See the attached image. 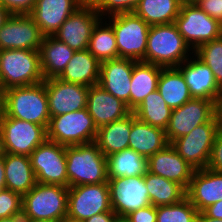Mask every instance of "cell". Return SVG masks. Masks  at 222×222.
I'll return each instance as SVG.
<instances>
[{"instance_id":"obj_12","label":"cell","mask_w":222,"mask_h":222,"mask_svg":"<svg viewBox=\"0 0 222 222\" xmlns=\"http://www.w3.org/2000/svg\"><path fill=\"white\" fill-rule=\"evenodd\" d=\"M102 212H114L111 208L108 183L68 188V217L85 221Z\"/></svg>"},{"instance_id":"obj_30","label":"cell","mask_w":222,"mask_h":222,"mask_svg":"<svg viewBox=\"0 0 222 222\" xmlns=\"http://www.w3.org/2000/svg\"><path fill=\"white\" fill-rule=\"evenodd\" d=\"M106 162L108 179L144 176L148 172V158L131 148L107 156Z\"/></svg>"},{"instance_id":"obj_32","label":"cell","mask_w":222,"mask_h":222,"mask_svg":"<svg viewBox=\"0 0 222 222\" xmlns=\"http://www.w3.org/2000/svg\"><path fill=\"white\" fill-rule=\"evenodd\" d=\"M144 181L150 203L155 207L175 204L186 197V190L180 184L159 175L147 172Z\"/></svg>"},{"instance_id":"obj_3","label":"cell","mask_w":222,"mask_h":222,"mask_svg":"<svg viewBox=\"0 0 222 222\" xmlns=\"http://www.w3.org/2000/svg\"><path fill=\"white\" fill-rule=\"evenodd\" d=\"M188 52L193 54V50L185 43L175 23L150 26L146 63L162 68L178 67L189 58Z\"/></svg>"},{"instance_id":"obj_56","label":"cell","mask_w":222,"mask_h":222,"mask_svg":"<svg viewBox=\"0 0 222 222\" xmlns=\"http://www.w3.org/2000/svg\"><path fill=\"white\" fill-rule=\"evenodd\" d=\"M3 154H4L3 144H2V141H1V137H0V157H3Z\"/></svg>"},{"instance_id":"obj_17","label":"cell","mask_w":222,"mask_h":222,"mask_svg":"<svg viewBox=\"0 0 222 222\" xmlns=\"http://www.w3.org/2000/svg\"><path fill=\"white\" fill-rule=\"evenodd\" d=\"M50 117L86 108L89 87L59 78L44 79Z\"/></svg>"},{"instance_id":"obj_14","label":"cell","mask_w":222,"mask_h":222,"mask_svg":"<svg viewBox=\"0 0 222 222\" xmlns=\"http://www.w3.org/2000/svg\"><path fill=\"white\" fill-rule=\"evenodd\" d=\"M215 114V103L202 98H191L181 107L173 109L165 129L168 143L171 144L175 139L191 132L196 126L208 122Z\"/></svg>"},{"instance_id":"obj_33","label":"cell","mask_w":222,"mask_h":222,"mask_svg":"<svg viewBox=\"0 0 222 222\" xmlns=\"http://www.w3.org/2000/svg\"><path fill=\"white\" fill-rule=\"evenodd\" d=\"M180 0H140L134 13L149 26L174 23L179 15Z\"/></svg>"},{"instance_id":"obj_47","label":"cell","mask_w":222,"mask_h":222,"mask_svg":"<svg viewBox=\"0 0 222 222\" xmlns=\"http://www.w3.org/2000/svg\"><path fill=\"white\" fill-rule=\"evenodd\" d=\"M6 189L4 158L0 157V190Z\"/></svg>"},{"instance_id":"obj_19","label":"cell","mask_w":222,"mask_h":222,"mask_svg":"<svg viewBox=\"0 0 222 222\" xmlns=\"http://www.w3.org/2000/svg\"><path fill=\"white\" fill-rule=\"evenodd\" d=\"M136 61L115 58L100 64L98 85L117 99L122 100L130 109L131 75Z\"/></svg>"},{"instance_id":"obj_24","label":"cell","mask_w":222,"mask_h":222,"mask_svg":"<svg viewBox=\"0 0 222 222\" xmlns=\"http://www.w3.org/2000/svg\"><path fill=\"white\" fill-rule=\"evenodd\" d=\"M168 143L165 130L139 120L132 112V127L128 148L149 158L162 150Z\"/></svg>"},{"instance_id":"obj_10","label":"cell","mask_w":222,"mask_h":222,"mask_svg":"<svg viewBox=\"0 0 222 222\" xmlns=\"http://www.w3.org/2000/svg\"><path fill=\"white\" fill-rule=\"evenodd\" d=\"M0 137L5 153L30 156L47 140V128L4 115L0 124Z\"/></svg>"},{"instance_id":"obj_50","label":"cell","mask_w":222,"mask_h":222,"mask_svg":"<svg viewBox=\"0 0 222 222\" xmlns=\"http://www.w3.org/2000/svg\"><path fill=\"white\" fill-rule=\"evenodd\" d=\"M4 93L0 89V124L2 122L3 116L5 114V109H4Z\"/></svg>"},{"instance_id":"obj_48","label":"cell","mask_w":222,"mask_h":222,"mask_svg":"<svg viewBox=\"0 0 222 222\" xmlns=\"http://www.w3.org/2000/svg\"><path fill=\"white\" fill-rule=\"evenodd\" d=\"M10 16L11 13L0 4V29Z\"/></svg>"},{"instance_id":"obj_35","label":"cell","mask_w":222,"mask_h":222,"mask_svg":"<svg viewBox=\"0 0 222 222\" xmlns=\"http://www.w3.org/2000/svg\"><path fill=\"white\" fill-rule=\"evenodd\" d=\"M102 18L94 26L87 50L101 63L118 58L116 37L110 24Z\"/></svg>"},{"instance_id":"obj_53","label":"cell","mask_w":222,"mask_h":222,"mask_svg":"<svg viewBox=\"0 0 222 222\" xmlns=\"http://www.w3.org/2000/svg\"><path fill=\"white\" fill-rule=\"evenodd\" d=\"M61 222H84V221L72 219V218L66 216Z\"/></svg>"},{"instance_id":"obj_23","label":"cell","mask_w":222,"mask_h":222,"mask_svg":"<svg viewBox=\"0 0 222 222\" xmlns=\"http://www.w3.org/2000/svg\"><path fill=\"white\" fill-rule=\"evenodd\" d=\"M186 197L199 212L222 199V174L209 168L195 170Z\"/></svg>"},{"instance_id":"obj_51","label":"cell","mask_w":222,"mask_h":222,"mask_svg":"<svg viewBox=\"0 0 222 222\" xmlns=\"http://www.w3.org/2000/svg\"><path fill=\"white\" fill-rule=\"evenodd\" d=\"M0 222H22V215H15L8 218H1Z\"/></svg>"},{"instance_id":"obj_29","label":"cell","mask_w":222,"mask_h":222,"mask_svg":"<svg viewBox=\"0 0 222 222\" xmlns=\"http://www.w3.org/2000/svg\"><path fill=\"white\" fill-rule=\"evenodd\" d=\"M132 112L126 117L98 128L95 143L107 157L128 148Z\"/></svg>"},{"instance_id":"obj_41","label":"cell","mask_w":222,"mask_h":222,"mask_svg":"<svg viewBox=\"0 0 222 222\" xmlns=\"http://www.w3.org/2000/svg\"><path fill=\"white\" fill-rule=\"evenodd\" d=\"M36 0H0V4L11 14H29Z\"/></svg>"},{"instance_id":"obj_44","label":"cell","mask_w":222,"mask_h":222,"mask_svg":"<svg viewBox=\"0 0 222 222\" xmlns=\"http://www.w3.org/2000/svg\"><path fill=\"white\" fill-rule=\"evenodd\" d=\"M118 215L115 212H102L86 219L84 222H115Z\"/></svg>"},{"instance_id":"obj_4","label":"cell","mask_w":222,"mask_h":222,"mask_svg":"<svg viewBox=\"0 0 222 222\" xmlns=\"http://www.w3.org/2000/svg\"><path fill=\"white\" fill-rule=\"evenodd\" d=\"M44 81L39 50H0V89L31 86Z\"/></svg>"},{"instance_id":"obj_49","label":"cell","mask_w":222,"mask_h":222,"mask_svg":"<svg viewBox=\"0 0 222 222\" xmlns=\"http://www.w3.org/2000/svg\"><path fill=\"white\" fill-rule=\"evenodd\" d=\"M197 222H222V220L211 218L207 216L204 212H199Z\"/></svg>"},{"instance_id":"obj_13","label":"cell","mask_w":222,"mask_h":222,"mask_svg":"<svg viewBox=\"0 0 222 222\" xmlns=\"http://www.w3.org/2000/svg\"><path fill=\"white\" fill-rule=\"evenodd\" d=\"M100 19L94 4L86 0L60 26L54 37L75 51L86 50L92 30Z\"/></svg>"},{"instance_id":"obj_26","label":"cell","mask_w":222,"mask_h":222,"mask_svg":"<svg viewBox=\"0 0 222 222\" xmlns=\"http://www.w3.org/2000/svg\"><path fill=\"white\" fill-rule=\"evenodd\" d=\"M75 50L54 36H44L39 48L40 65L44 79L58 78Z\"/></svg>"},{"instance_id":"obj_46","label":"cell","mask_w":222,"mask_h":222,"mask_svg":"<svg viewBox=\"0 0 222 222\" xmlns=\"http://www.w3.org/2000/svg\"><path fill=\"white\" fill-rule=\"evenodd\" d=\"M216 117L218 119L219 130L222 131V93L215 104Z\"/></svg>"},{"instance_id":"obj_20","label":"cell","mask_w":222,"mask_h":222,"mask_svg":"<svg viewBox=\"0 0 222 222\" xmlns=\"http://www.w3.org/2000/svg\"><path fill=\"white\" fill-rule=\"evenodd\" d=\"M86 0H36L29 15L44 36H54L67 18Z\"/></svg>"},{"instance_id":"obj_8","label":"cell","mask_w":222,"mask_h":222,"mask_svg":"<svg viewBox=\"0 0 222 222\" xmlns=\"http://www.w3.org/2000/svg\"><path fill=\"white\" fill-rule=\"evenodd\" d=\"M216 114L188 134L175 139L171 145L195 170L207 168L215 137L219 132Z\"/></svg>"},{"instance_id":"obj_39","label":"cell","mask_w":222,"mask_h":222,"mask_svg":"<svg viewBox=\"0 0 222 222\" xmlns=\"http://www.w3.org/2000/svg\"><path fill=\"white\" fill-rule=\"evenodd\" d=\"M22 215V195L9 189L0 190V219Z\"/></svg>"},{"instance_id":"obj_54","label":"cell","mask_w":222,"mask_h":222,"mask_svg":"<svg viewBox=\"0 0 222 222\" xmlns=\"http://www.w3.org/2000/svg\"><path fill=\"white\" fill-rule=\"evenodd\" d=\"M182 4H195L198 0H180Z\"/></svg>"},{"instance_id":"obj_34","label":"cell","mask_w":222,"mask_h":222,"mask_svg":"<svg viewBox=\"0 0 222 222\" xmlns=\"http://www.w3.org/2000/svg\"><path fill=\"white\" fill-rule=\"evenodd\" d=\"M172 109L168 107L158 90L151 92L133 114L141 121L162 129H166L171 117Z\"/></svg>"},{"instance_id":"obj_36","label":"cell","mask_w":222,"mask_h":222,"mask_svg":"<svg viewBox=\"0 0 222 222\" xmlns=\"http://www.w3.org/2000/svg\"><path fill=\"white\" fill-rule=\"evenodd\" d=\"M199 211L187 197L180 202L157 207L156 222H197Z\"/></svg>"},{"instance_id":"obj_45","label":"cell","mask_w":222,"mask_h":222,"mask_svg":"<svg viewBox=\"0 0 222 222\" xmlns=\"http://www.w3.org/2000/svg\"><path fill=\"white\" fill-rule=\"evenodd\" d=\"M203 212L211 218L222 220V199L206 208Z\"/></svg>"},{"instance_id":"obj_5","label":"cell","mask_w":222,"mask_h":222,"mask_svg":"<svg viewBox=\"0 0 222 222\" xmlns=\"http://www.w3.org/2000/svg\"><path fill=\"white\" fill-rule=\"evenodd\" d=\"M68 188L36 183L22 196V216L61 222L68 212Z\"/></svg>"},{"instance_id":"obj_31","label":"cell","mask_w":222,"mask_h":222,"mask_svg":"<svg viewBox=\"0 0 222 222\" xmlns=\"http://www.w3.org/2000/svg\"><path fill=\"white\" fill-rule=\"evenodd\" d=\"M157 90L172 110L181 107L192 98L189 87L177 67L162 68Z\"/></svg>"},{"instance_id":"obj_7","label":"cell","mask_w":222,"mask_h":222,"mask_svg":"<svg viewBox=\"0 0 222 222\" xmlns=\"http://www.w3.org/2000/svg\"><path fill=\"white\" fill-rule=\"evenodd\" d=\"M98 128L86 108L51 117L47 140L63 146H74L95 141Z\"/></svg>"},{"instance_id":"obj_21","label":"cell","mask_w":222,"mask_h":222,"mask_svg":"<svg viewBox=\"0 0 222 222\" xmlns=\"http://www.w3.org/2000/svg\"><path fill=\"white\" fill-rule=\"evenodd\" d=\"M148 172L180 184L187 190L195 169L167 144L162 150L148 158Z\"/></svg>"},{"instance_id":"obj_1","label":"cell","mask_w":222,"mask_h":222,"mask_svg":"<svg viewBox=\"0 0 222 222\" xmlns=\"http://www.w3.org/2000/svg\"><path fill=\"white\" fill-rule=\"evenodd\" d=\"M68 187L108 183L106 156L95 142L66 146Z\"/></svg>"},{"instance_id":"obj_38","label":"cell","mask_w":222,"mask_h":222,"mask_svg":"<svg viewBox=\"0 0 222 222\" xmlns=\"http://www.w3.org/2000/svg\"><path fill=\"white\" fill-rule=\"evenodd\" d=\"M101 18L105 21L104 15L109 17L121 13L134 12L140 0H90Z\"/></svg>"},{"instance_id":"obj_37","label":"cell","mask_w":222,"mask_h":222,"mask_svg":"<svg viewBox=\"0 0 222 222\" xmlns=\"http://www.w3.org/2000/svg\"><path fill=\"white\" fill-rule=\"evenodd\" d=\"M193 53L210 68L222 88V35L202 44Z\"/></svg>"},{"instance_id":"obj_6","label":"cell","mask_w":222,"mask_h":222,"mask_svg":"<svg viewBox=\"0 0 222 222\" xmlns=\"http://www.w3.org/2000/svg\"><path fill=\"white\" fill-rule=\"evenodd\" d=\"M118 49V57L146 62L150 26L134 12L109 16Z\"/></svg>"},{"instance_id":"obj_11","label":"cell","mask_w":222,"mask_h":222,"mask_svg":"<svg viewBox=\"0 0 222 222\" xmlns=\"http://www.w3.org/2000/svg\"><path fill=\"white\" fill-rule=\"evenodd\" d=\"M36 183L68 187L66 146L46 140L30 155Z\"/></svg>"},{"instance_id":"obj_25","label":"cell","mask_w":222,"mask_h":222,"mask_svg":"<svg viewBox=\"0 0 222 222\" xmlns=\"http://www.w3.org/2000/svg\"><path fill=\"white\" fill-rule=\"evenodd\" d=\"M100 64L87 49L75 51L58 78L67 83L80 84L86 87L97 85L100 78Z\"/></svg>"},{"instance_id":"obj_15","label":"cell","mask_w":222,"mask_h":222,"mask_svg":"<svg viewBox=\"0 0 222 222\" xmlns=\"http://www.w3.org/2000/svg\"><path fill=\"white\" fill-rule=\"evenodd\" d=\"M108 185L111 208L119 217L151 204L144 176L112 178Z\"/></svg>"},{"instance_id":"obj_16","label":"cell","mask_w":222,"mask_h":222,"mask_svg":"<svg viewBox=\"0 0 222 222\" xmlns=\"http://www.w3.org/2000/svg\"><path fill=\"white\" fill-rule=\"evenodd\" d=\"M43 38L29 14H11L0 29V50H39Z\"/></svg>"},{"instance_id":"obj_43","label":"cell","mask_w":222,"mask_h":222,"mask_svg":"<svg viewBox=\"0 0 222 222\" xmlns=\"http://www.w3.org/2000/svg\"><path fill=\"white\" fill-rule=\"evenodd\" d=\"M195 4L222 24V0H198Z\"/></svg>"},{"instance_id":"obj_22","label":"cell","mask_w":222,"mask_h":222,"mask_svg":"<svg viewBox=\"0 0 222 222\" xmlns=\"http://www.w3.org/2000/svg\"><path fill=\"white\" fill-rule=\"evenodd\" d=\"M86 109L97 128L122 119L132 112L126 103L98 84L89 87Z\"/></svg>"},{"instance_id":"obj_52","label":"cell","mask_w":222,"mask_h":222,"mask_svg":"<svg viewBox=\"0 0 222 222\" xmlns=\"http://www.w3.org/2000/svg\"><path fill=\"white\" fill-rule=\"evenodd\" d=\"M22 222H55V221L43 220V219H31V218L22 216Z\"/></svg>"},{"instance_id":"obj_42","label":"cell","mask_w":222,"mask_h":222,"mask_svg":"<svg viewBox=\"0 0 222 222\" xmlns=\"http://www.w3.org/2000/svg\"><path fill=\"white\" fill-rule=\"evenodd\" d=\"M125 217L129 222H156L157 207L150 204L130 212Z\"/></svg>"},{"instance_id":"obj_55","label":"cell","mask_w":222,"mask_h":222,"mask_svg":"<svg viewBox=\"0 0 222 222\" xmlns=\"http://www.w3.org/2000/svg\"><path fill=\"white\" fill-rule=\"evenodd\" d=\"M115 222H129V220L126 217H117Z\"/></svg>"},{"instance_id":"obj_40","label":"cell","mask_w":222,"mask_h":222,"mask_svg":"<svg viewBox=\"0 0 222 222\" xmlns=\"http://www.w3.org/2000/svg\"><path fill=\"white\" fill-rule=\"evenodd\" d=\"M207 168L222 174V131L215 137Z\"/></svg>"},{"instance_id":"obj_18","label":"cell","mask_w":222,"mask_h":222,"mask_svg":"<svg viewBox=\"0 0 222 222\" xmlns=\"http://www.w3.org/2000/svg\"><path fill=\"white\" fill-rule=\"evenodd\" d=\"M195 56V57H194ZM177 68L181 71L192 98L212 100L215 104L222 88L216 82L214 73L195 54Z\"/></svg>"},{"instance_id":"obj_28","label":"cell","mask_w":222,"mask_h":222,"mask_svg":"<svg viewBox=\"0 0 222 222\" xmlns=\"http://www.w3.org/2000/svg\"><path fill=\"white\" fill-rule=\"evenodd\" d=\"M162 67L136 61L131 75L130 110L133 112L151 92L157 90Z\"/></svg>"},{"instance_id":"obj_27","label":"cell","mask_w":222,"mask_h":222,"mask_svg":"<svg viewBox=\"0 0 222 222\" xmlns=\"http://www.w3.org/2000/svg\"><path fill=\"white\" fill-rule=\"evenodd\" d=\"M3 158L6 189L22 196L28 193L36 184L30 156L4 152Z\"/></svg>"},{"instance_id":"obj_2","label":"cell","mask_w":222,"mask_h":222,"mask_svg":"<svg viewBox=\"0 0 222 222\" xmlns=\"http://www.w3.org/2000/svg\"><path fill=\"white\" fill-rule=\"evenodd\" d=\"M3 93L5 116L48 128L51 117L44 81L31 86L11 87Z\"/></svg>"},{"instance_id":"obj_9","label":"cell","mask_w":222,"mask_h":222,"mask_svg":"<svg viewBox=\"0 0 222 222\" xmlns=\"http://www.w3.org/2000/svg\"><path fill=\"white\" fill-rule=\"evenodd\" d=\"M174 23L193 52L202 44L221 36L222 24L197 4H182Z\"/></svg>"}]
</instances>
